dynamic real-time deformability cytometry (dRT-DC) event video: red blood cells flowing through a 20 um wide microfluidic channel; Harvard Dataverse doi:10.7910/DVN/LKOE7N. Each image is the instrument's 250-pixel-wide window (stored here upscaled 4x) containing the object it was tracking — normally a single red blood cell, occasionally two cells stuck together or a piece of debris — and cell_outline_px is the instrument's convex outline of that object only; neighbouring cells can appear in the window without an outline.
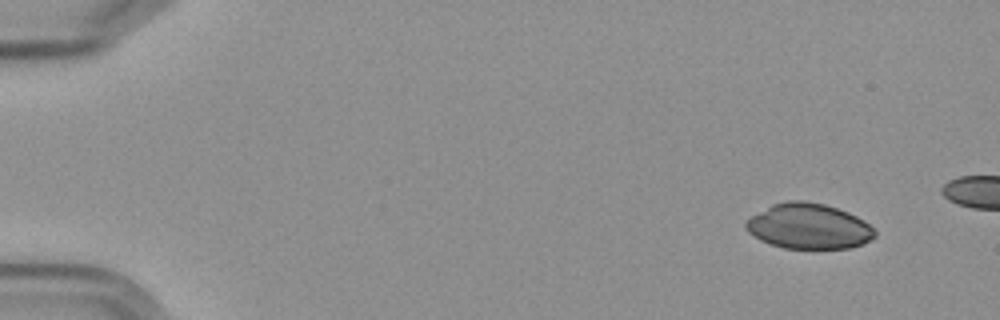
{"species": "Egyptian fruit bat (a non-hibernating species)", "species_latin": "Rousettus aegyptiacus", "temperature_condition": "cold", "stored_images_in_passage": 5, "camera_frame_rate_fps": 3000, "um_per_image_px": 0.085, "frame": {"image": 1, "passage_image": 1, "time_ms": 0.0, "image_size_px": [1000, 320], "cell_outline_px": [[876, 236], [860, 244], [848, 248], [784, 248], [760, 240], [748, 232], [744, 228], [744, 220], [772, 204], [784, 200], [804, 200], [824, 204], [848, 212], [864, 220], [876, 232]], "centroid_in_image_um": [68.69, 19.21], "position_along_channel_um": 16.3, "area_um2": 34.04}}